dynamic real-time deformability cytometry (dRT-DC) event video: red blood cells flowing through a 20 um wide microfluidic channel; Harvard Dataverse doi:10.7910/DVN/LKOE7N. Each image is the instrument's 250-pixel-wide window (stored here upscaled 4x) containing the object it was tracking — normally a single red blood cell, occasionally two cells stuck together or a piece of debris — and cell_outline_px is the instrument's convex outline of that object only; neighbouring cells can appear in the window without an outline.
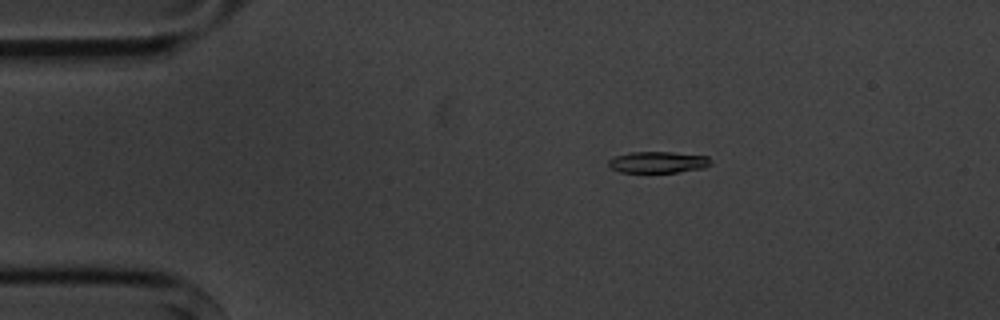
{"species": "common noctule bat (a hibernating species)", "species_latin": "Nyctalus noctula", "temperature_condition": "cold", "stored_images_in_passage": 5, "camera_frame_rate_fps": 3000, "um_per_image_px": 0.085, "animal": {"sex": "male", "body_mass_g": 20.1, "forearm_length_mm": 53.5}, "frame": {"image": 1, "passage_image": 2, "time_ms": 1.0, "image_size_px": [1000, 320], "cell_outline_px": [[712, 164], [704, 168], [676, 172], [620, 172], [612, 168], [608, 164], [608, 160], [616, 156], [632, 152], [672, 152], [708, 156], [712, 160]], "centroid_in_image_um": [55.98, 13.78], "position_along_channel_um": 29.0, "area_um2": 12.72}}
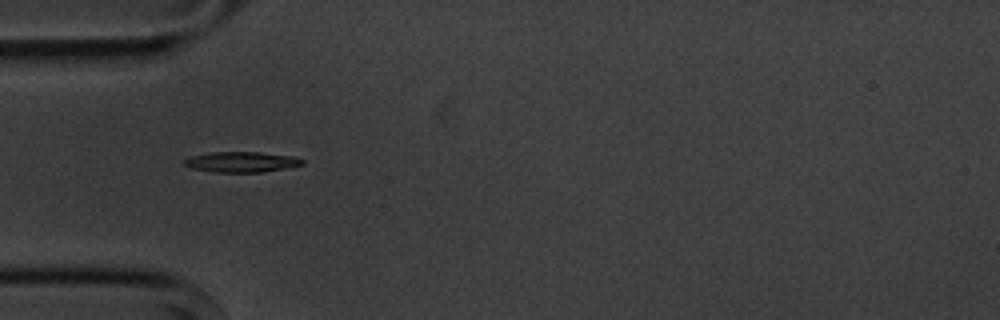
{"frame": {"image": 2, "passage_image": 4, "time_ms": 3.333, "image_size_px": [1000, 320], "cell_outline_px": [[304, 164], [264, 172], [216, 172], [192, 168], [184, 164], [184, 160], [188, 156], [212, 152], [260, 152], [292, 156], [304, 160]], "centroid_in_image_um": [20.51, 13.76], "position_along_channel_um": 64.5, "area_um2": 13.99}}
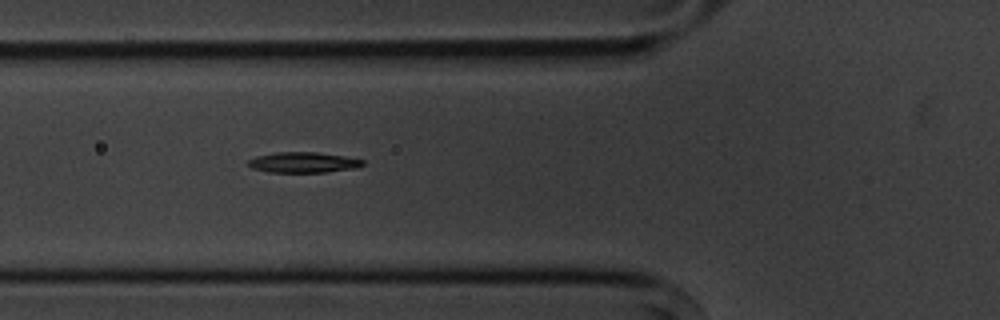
{"frame": {"image": 3, "passage_image": 5, "time_ms": 4.333, "image_size_px": [1000, 320], "cell_outline_px": [[364, 164], [356, 168], [328, 172], [268, 172], [252, 168], [248, 164], [248, 160], [256, 156], [276, 152], [316, 152], [344, 156], [364, 160]], "centroid_in_image_um": [25.78, 13.8], "position_along_channel_um": 100.0, "area_um2": 13.7}}